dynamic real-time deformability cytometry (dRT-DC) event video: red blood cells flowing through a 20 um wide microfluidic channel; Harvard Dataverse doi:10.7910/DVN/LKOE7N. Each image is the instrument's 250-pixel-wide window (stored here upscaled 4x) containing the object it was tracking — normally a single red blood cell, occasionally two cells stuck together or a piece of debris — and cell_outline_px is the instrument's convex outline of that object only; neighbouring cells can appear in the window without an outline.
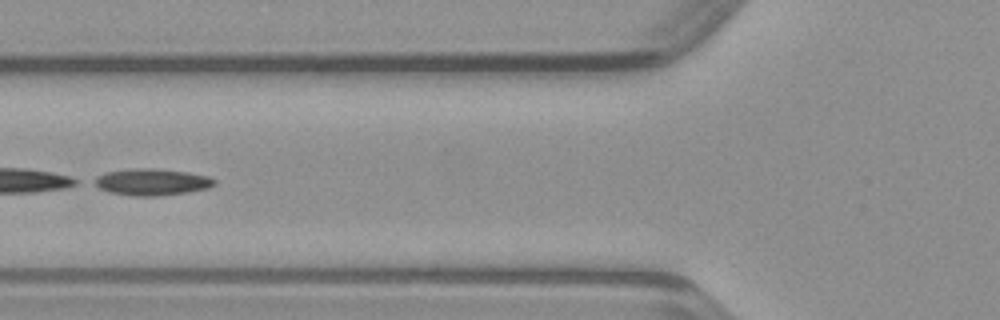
{"species": "common noctule bat (a hibernating species)", "species_latin": "Nyctalus noctula", "temperature_condition": "warm", "stored_images_in_passage": 39, "camera_frame_rate_fps": 3000, "um_per_image_px": 0.085, "animal": {"sex": "male", "body_mass_g": 23.1, "forearm_length_mm": 52.7}, "frame": {"image": 1, "passage_image": 10, "time_ms": 3.0, "image_size_px": [1000, 320], "cell_outline_px": [[216, 184], [208, 188], [188, 192], [156, 196], [132, 196], [108, 192], [92, 184], [88, 180], [104, 172], [136, 168], [152, 168], [188, 172], [208, 176], [216, 180]], "centroid_in_image_um": [12.84, 15.47], "position_along_channel_um": 113.0, "area_um2": 18.96}}
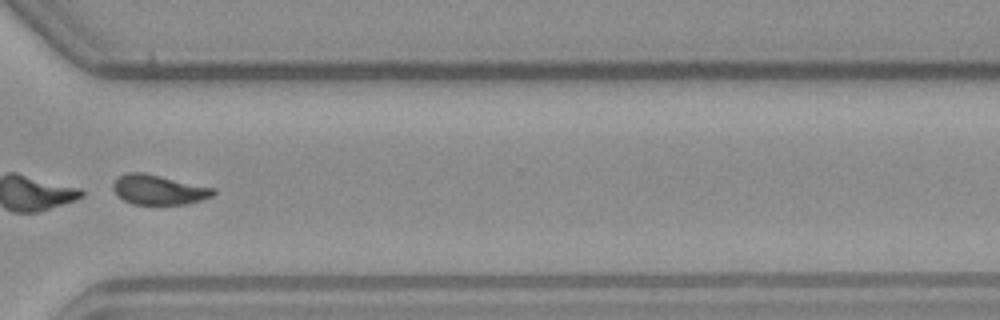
{"frame": {"image": 2, "passage_image": 27, "time_ms": 8.667, "image_size_px": [1000, 320], "cell_outline_px": [[216, 192], [212, 196], [188, 204], [132, 204], [124, 200], [112, 188], [112, 184], [120, 176], [128, 172], [144, 172], [216, 188]], "centroid_in_image_um": [13.52, 16.12], "position_along_channel_um": 357.1, "area_um2": 17.34}}